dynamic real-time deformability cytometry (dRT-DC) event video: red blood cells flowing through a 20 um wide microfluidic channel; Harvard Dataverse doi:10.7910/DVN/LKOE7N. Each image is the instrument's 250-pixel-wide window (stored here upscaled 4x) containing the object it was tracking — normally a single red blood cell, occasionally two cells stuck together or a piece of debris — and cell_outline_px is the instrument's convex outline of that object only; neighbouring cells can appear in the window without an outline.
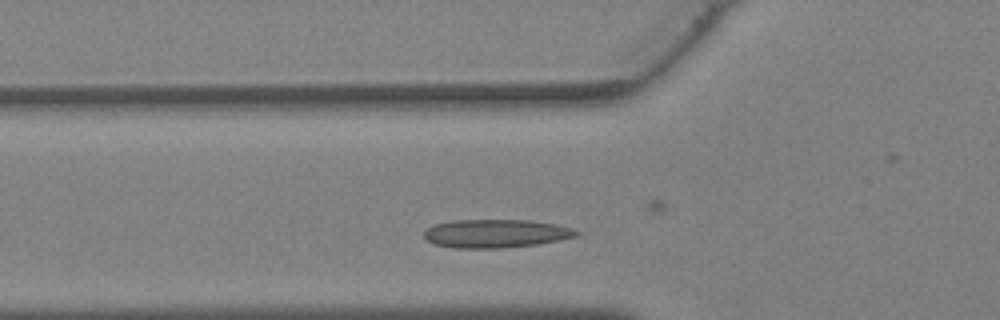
{"species": "Egyptian fruit bat (a non-hibernating species)", "species_latin": "Rousettus aegyptiacus", "temperature_condition": "warm", "stored_images_in_passage": 34, "camera_frame_rate_fps": 3000, "um_per_image_px": 0.085, "animal": {"sex": "female"}, "frame": {"image": 1, "passage_image": 16, "time_ms": 5.0, "image_size_px": [1000, 320], "cell_outline_px": [[580, 232], [576, 236], [560, 240], [540, 244], [504, 248], [456, 248], [436, 244], [428, 240], [424, 236], [424, 232], [432, 224], [452, 220], [528, 220], [556, 224], [572, 228]], "centroid_in_image_um": [42.16, 19.85], "position_along_channel_um": 83.6, "area_um2": 25.26}}
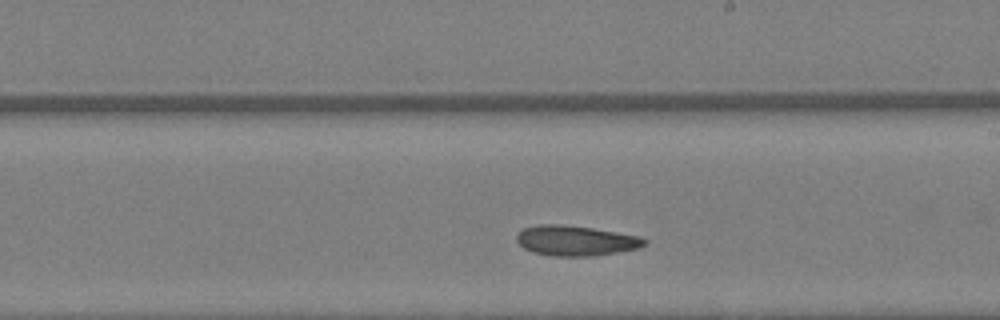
{"frame": {"image": 2, "passage_image": 25, "time_ms": 8.0, "image_size_px": [1000, 320], "cell_outline_px": [[648, 244], [640, 248], [592, 256], [552, 256], [532, 252], [524, 248], [516, 240], [516, 232], [520, 228], [540, 224], [560, 224], [592, 228], [640, 236], [648, 240]], "centroid_in_image_um": [48.92, 20.45], "position_along_channel_um": 240.1, "area_um2": 22.72}}
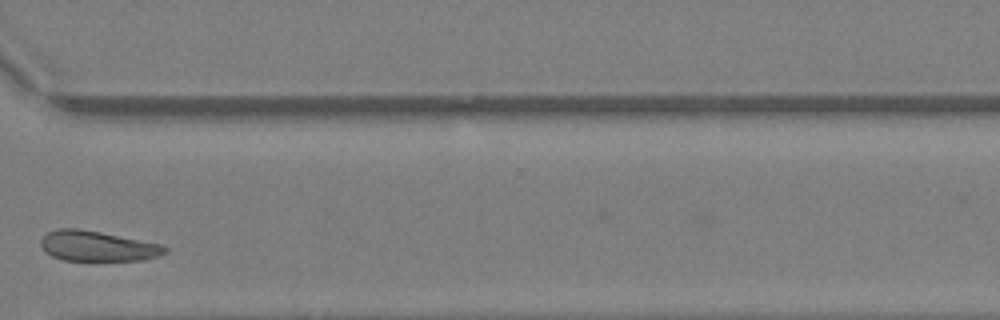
{"frame": {"image": 3, "passage_image": 32, "time_ms": 10.333, "image_size_px": [1000, 320], "cell_outline_px": [[168, 248], [160, 256], [144, 260], [64, 260], [52, 256], [44, 252], [40, 244], [40, 240], [48, 232], [56, 228], [76, 228], [100, 232], [160, 244]], "centroid_in_image_um": [8.24, 20.92], "position_along_channel_um": 362.4, "area_um2": 21.73}}